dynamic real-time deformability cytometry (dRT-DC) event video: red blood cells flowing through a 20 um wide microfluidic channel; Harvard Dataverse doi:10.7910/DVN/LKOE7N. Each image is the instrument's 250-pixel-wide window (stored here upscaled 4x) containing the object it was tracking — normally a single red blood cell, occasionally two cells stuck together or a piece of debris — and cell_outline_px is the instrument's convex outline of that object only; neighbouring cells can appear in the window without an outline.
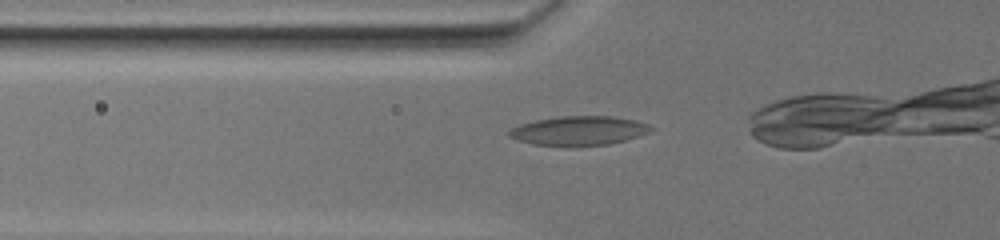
{"species": "common noctule bat (a hibernating species)", "species_latin": "Nyctalus noctula", "temperature_condition": "warm", "stored_images_in_passage": 4, "camera_frame_rate_fps": 3000, "um_per_image_px": 0.085, "animal": {"sex": "female", "body_mass_g": 19.5, "forearm_length_mm": 54.1}, "frame": {"image": 1, "passage_image": 2, "time_ms": 0.667, "image_size_px": [1000, 240], "cell_outline_px": [[656, 128], [648, 132], [624, 140], [608, 144], [572, 148], [564, 148], [532, 144], [508, 136], [508, 132], [512, 128], [520, 124], [536, 120], [560, 116], [612, 116], [632, 120], [648, 124]], "centroid_in_image_um": [49.16, 11.14], "position_along_channel_um": 76.6, "area_um2": 24.45}}